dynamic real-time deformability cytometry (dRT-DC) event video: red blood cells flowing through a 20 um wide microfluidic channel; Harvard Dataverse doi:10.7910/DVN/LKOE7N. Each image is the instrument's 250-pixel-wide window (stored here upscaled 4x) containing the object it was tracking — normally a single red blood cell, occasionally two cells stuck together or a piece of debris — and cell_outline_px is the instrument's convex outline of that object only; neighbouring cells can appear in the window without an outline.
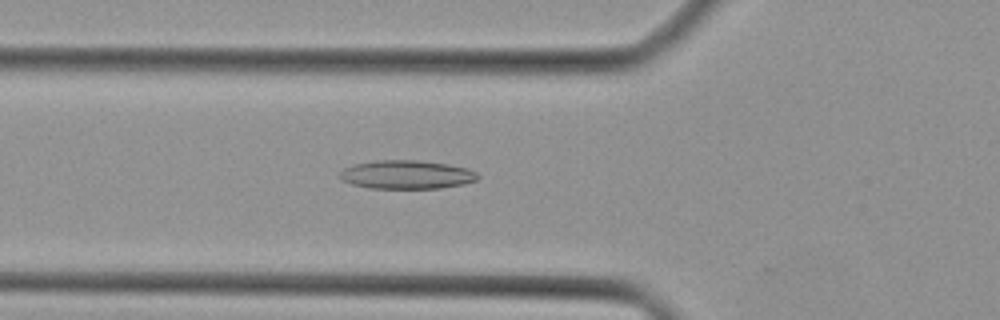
{"species": "Egyptian fruit bat (a non-hibernating species)", "species_latin": "Rousettus aegyptiacus", "temperature_condition": "cold", "stored_images_in_passage": 44, "camera_frame_rate_fps": 3000, "um_per_image_px": 0.085, "animal": {"sex": "female"}, "frame": {"image": 1, "passage_image": 16, "time_ms": 5.0, "image_size_px": [1000, 320], "cell_outline_px": [[480, 176], [476, 180], [464, 184], [440, 188], [368, 188], [352, 184], [340, 180], [340, 172], [344, 168], [352, 164], [376, 160], [416, 160], [448, 164], [468, 168], [476, 172]], "centroid_in_image_um": [34.55, 14.84], "position_along_channel_um": 91.2, "area_um2": 23.12}}
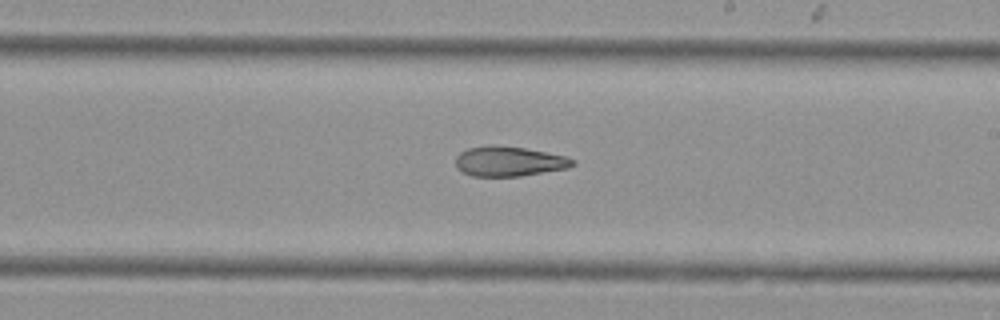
{"frame": {"image": 2, "passage_image": 26, "time_ms": 8.333, "image_size_px": [1000, 320], "cell_outline_px": [[576, 164], [568, 168], [520, 176], [472, 176], [460, 172], [456, 168], [456, 156], [460, 152], [468, 148], [524, 148], [564, 156], [576, 160]], "centroid_in_image_um": [43.28, 13.77], "position_along_channel_um": 245.7, "area_um2": 19.65}}
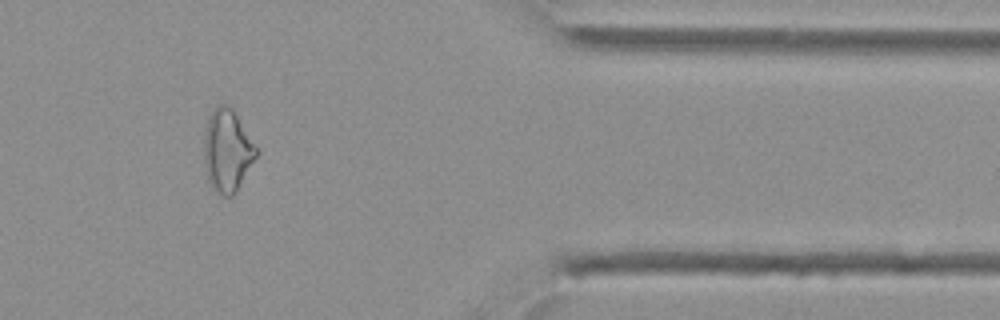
{"frame": {"image": 3, "passage_image": 37, "time_ms": 12.0, "image_size_px": [1000, 320], "cell_outline_px": [[260, 152], [236, 192], [232, 196], [224, 196], [216, 192], [208, 184], [204, 160], [204, 132], [208, 116], [216, 104], [228, 104], [232, 108]], "centroid_in_image_um": [19.31, 12.8], "position_along_channel_um": 392.1, "area_um2": 25.49}}